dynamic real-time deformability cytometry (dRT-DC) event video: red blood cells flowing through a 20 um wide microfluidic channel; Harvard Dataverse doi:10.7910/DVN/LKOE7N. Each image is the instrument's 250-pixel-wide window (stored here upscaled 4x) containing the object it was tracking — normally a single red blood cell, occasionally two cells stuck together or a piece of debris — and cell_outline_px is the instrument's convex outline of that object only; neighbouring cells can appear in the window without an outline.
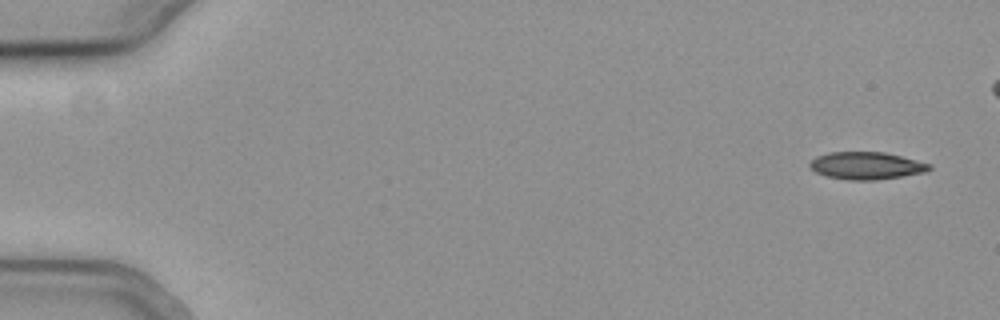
{"species": "common noctule bat (a hibernating species)", "species_latin": "Nyctalus noctula", "temperature_condition": "cold", "stored_images_in_passage": 24, "camera_frame_rate_fps": 3000, "um_per_image_px": 0.085, "animal": {"sex": "female", "body_mass_g": 19.3, "forearm_length_mm": 54.1}, "frame": {"image": 1, "passage_image": 1, "time_ms": 0.0, "image_size_px": [1000, 320], "cell_outline_px": [[932, 168], [924, 172], [876, 180], [848, 180], [828, 176], [816, 172], [808, 164], [816, 156], [828, 152], [884, 152], [932, 164]], "centroid_in_image_um": [73.63, 14.07], "position_along_channel_um": 11.4, "area_um2": 18.9}}
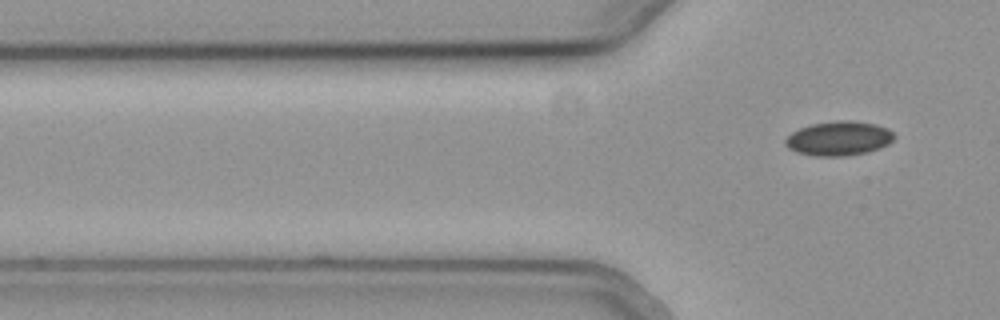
{"frame": {"image": 2, "passage_image": 24, "time_ms": 7.667, "image_size_px": [1000, 320], "cell_outline_px": [[896, 136], [888, 144], [880, 148], [864, 152], [840, 156], [816, 156], [796, 152], [788, 148], [784, 144], [784, 140], [792, 132], [800, 128], [812, 124], [836, 120], [852, 120], [876, 124], [888, 128]], "centroid_in_image_um": [71.29, 11.75], "position_along_channel_um": 54.5, "area_um2": 21.73}}